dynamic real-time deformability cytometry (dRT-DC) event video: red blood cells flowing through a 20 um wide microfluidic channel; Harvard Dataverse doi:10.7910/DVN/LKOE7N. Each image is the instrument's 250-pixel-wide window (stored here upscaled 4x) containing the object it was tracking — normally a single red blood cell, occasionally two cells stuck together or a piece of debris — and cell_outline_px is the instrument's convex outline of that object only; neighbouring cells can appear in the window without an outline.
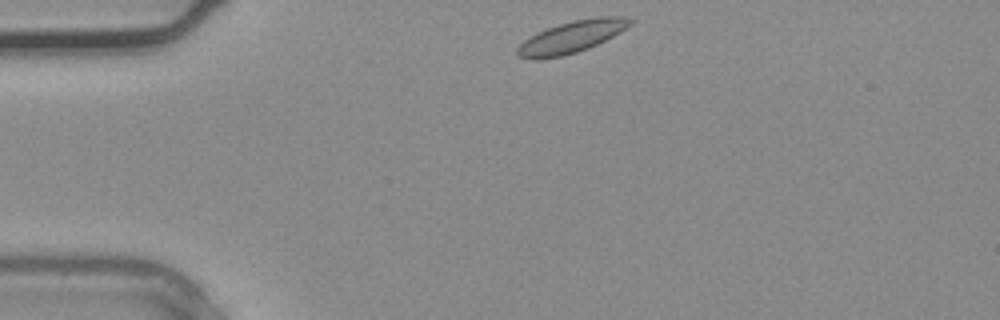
{"species": "common noctule bat (a hibernating species)", "species_latin": "Nyctalus noctula", "temperature_condition": "warm", "stored_images_in_passage": 30, "camera_frame_rate_fps": 3000, "um_per_image_px": 0.085, "animal": {"sex": "male", "body_mass_g": 20.4}, "frame": {"image": 1, "passage_image": 1, "time_ms": 0.0, "image_size_px": [1000, 320], "cell_outline_px": [[632, 24], [620, 32], [588, 48], [564, 56], [536, 60], [520, 56], [516, 52], [516, 48], [524, 40], [548, 28], [572, 20], [596, 16], [624, 16], [632, 20]], "centroid_in_image_um": [48.6, 3.13], "position_along_channel_um": 36.4, "area_um2": 20.69}}
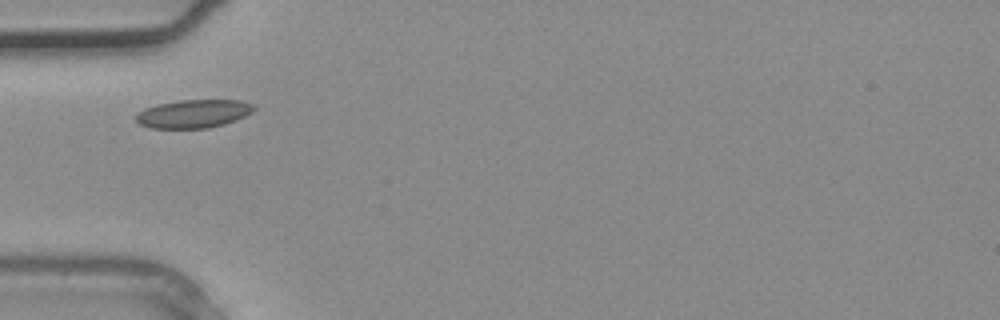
{"frame": {"image": 2, "passage_image": 5, "time_ms": 1.333, "image_size_px": [1000, 320], "cell_outline_px": [[256, 108], [252, 112], [236, 120], [224, 124], [208, 128], [148, 128], [140, 124], [136, 120], [136, 112], [144, 108], [156, 104], [180, 100], [240, 100], [252, 104]], "centroid_in_image_um": [16.42, 9.66], "position_along_channel_um": 68.6, "area_um2": 19.54}}